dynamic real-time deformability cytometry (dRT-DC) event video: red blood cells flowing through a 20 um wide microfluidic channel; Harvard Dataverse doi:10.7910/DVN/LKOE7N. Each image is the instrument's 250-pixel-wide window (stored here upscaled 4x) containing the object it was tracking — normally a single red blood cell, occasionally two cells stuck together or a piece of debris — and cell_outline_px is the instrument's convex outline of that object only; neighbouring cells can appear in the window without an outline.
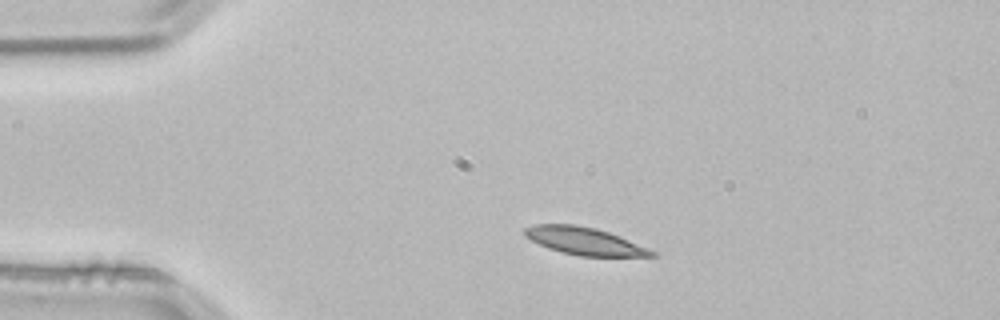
{"species": "common noctule bat (a hibernating species)", "species_latin": "Nyctalus noctula", "temperature_condition": "room temperature", "stored_images_in_passage": 3, "camera_frame_rate_fps": 3000, "um_per_image_px": 0.085, "animal": {"sex": "male", "body_mass_g": 21.5, "forearm_length_mm": 52.0}, "frame": {"image": 1, "passage_image": 1, "time_ms": 0.0, "image_size_px": [1000, 320], "cell_outline_px": [[660, 256], [580, 256], [548, 248], [524, 236], [524, 228], [532, 224], [576, 224], [596, 228], [608, 232], [656, 252]], "centroid_in_image_um": [49.64, 20.48], "position_along_channel_um": 35.4, "area_um2": 20.06}}